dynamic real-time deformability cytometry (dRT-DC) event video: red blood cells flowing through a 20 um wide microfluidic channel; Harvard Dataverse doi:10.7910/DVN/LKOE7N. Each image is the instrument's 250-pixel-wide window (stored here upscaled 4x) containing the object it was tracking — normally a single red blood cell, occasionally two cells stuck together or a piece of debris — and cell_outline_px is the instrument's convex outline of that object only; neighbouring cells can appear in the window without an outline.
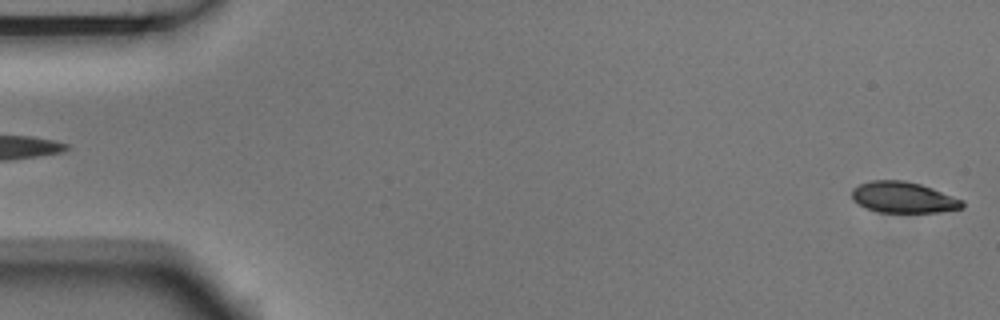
{"species": "Egyptian fruit bat (a non-hibernating species)", "species_latin": "Rousettus aegyptiacus", "temperature_condition": "room temperature", "stored_images_in_passage": 5, "segment_of_instrument_passage": [2, 2], "camera_frame_rate_fps": 3000, "um_per_image_px": 0.085, "animal": {"sex": "male"}, "frame": {"image": 1, "passage_image": 5, "time_ms": 1.333, "image_size_px": [1000, 320], "cell_outline_px": [[964, 208], [940, 212], [880, 212], [868, 208], [852, 200], [852, 188], [860, 184], [872, 180], [904, 180], [920, 184], [932, 188], [964, 200]], "centroid_in_image_um": [76.81, 16.77], "position_along_channel_um": 8.2, "area_um2": 19.94}}